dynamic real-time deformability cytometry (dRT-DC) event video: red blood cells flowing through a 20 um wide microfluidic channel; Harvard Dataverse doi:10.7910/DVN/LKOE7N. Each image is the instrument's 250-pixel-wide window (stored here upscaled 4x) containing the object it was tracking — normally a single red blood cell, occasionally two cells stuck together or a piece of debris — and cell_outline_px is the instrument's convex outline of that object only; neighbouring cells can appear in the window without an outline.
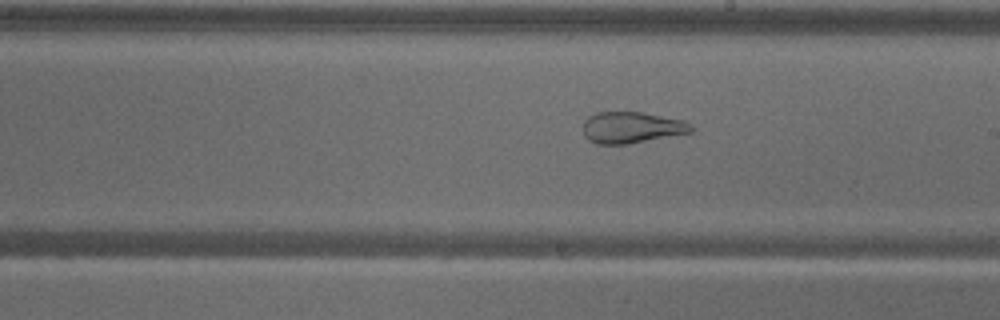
{"species": "common noctule bat (a hibernating species)", "species_latin": "Nyctalus noctula", "temperature_condition": "warm", "stored_images_in_passage": 56, "camera_frame_rate_fps": 3000, "um_per_image_px": 0.085, "animal": {"sex": "male", "body_mass_g": 18.8}, "frame": {"image": 1, "passage_image": 32, "time_ms": 10.333, "image_size_px": [1000, 320], "cell_outline_px": [[696, 128], [692, 132], [628, 144], [596, 144], [588, 140], [584, 136], [584, 120], [588, 116], [596, 112], [644, 112], [684, 120], [692, 124]], "centroid_in_image_um": [53.71, 10.83], "position_along_channel_um": 235.3, "area_um2": 20.0}}
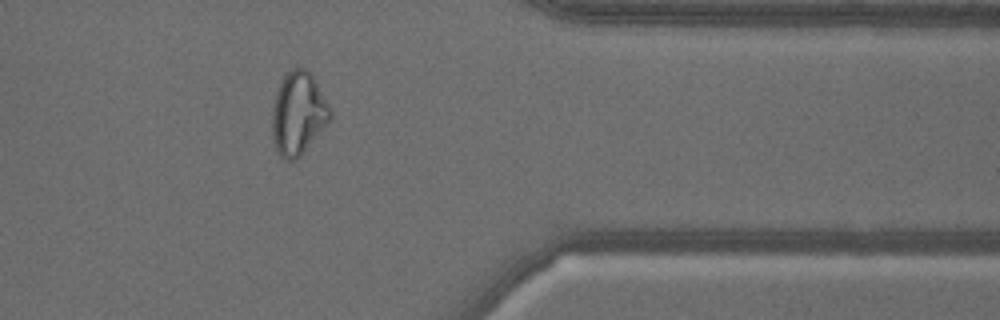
{"frame": {"image": 2, "passage_image": 46, "time_ms": 15.0, "image_size_px": [1000, 320], "cell_outline_px": [[332, 116], [300, 156], [292, 160], [284, 160], [280, 156], [272, 140], [272, 108], [276, 92], [284, 76], [296, 64], [304, 68], [312, 76], [328, 104], [332, 112]], "centroid_in_image_um": [25.31, 9.63], "position_along_channel_um": 386.1, "area_um2": 27.63}}
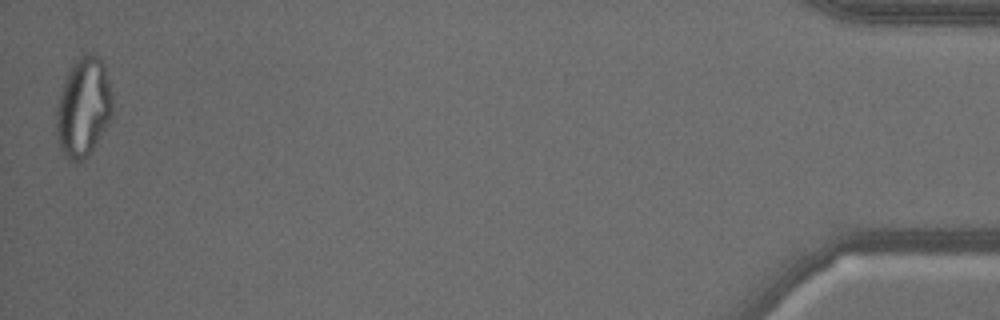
{"frame": {"image": 3, "passage_image": 56, "time_ms": 18.333, "image_size_px": [1000, 320], "cell_outline_px": [[112, 112], [108, 124], [88, 156], [84, 160], [76, 164], [68, 160], [64, 156], [60, 148], [56, 132], [56, 108], [60, 92], [68, 72], [72, 64], [80, 56], [88, 52], [96, 52], [100, 56], [104, 64], [112, 92]], "centroid_in_image_um": [7.09, 9.12], "position_along_channel_um": 428.1, "area_um2": 32.95}, "authors_computed_cell_mechanics": {"area_um2": 28.9, "velocity_mm_per_s": 3.5441, "shape_relaxation_time_tau1_ms": null, "shape_relaxation_time_tau2_ms": 1.2679, "deformation_change_tau1": null, "deformation_change_tau2": 0.0982}}